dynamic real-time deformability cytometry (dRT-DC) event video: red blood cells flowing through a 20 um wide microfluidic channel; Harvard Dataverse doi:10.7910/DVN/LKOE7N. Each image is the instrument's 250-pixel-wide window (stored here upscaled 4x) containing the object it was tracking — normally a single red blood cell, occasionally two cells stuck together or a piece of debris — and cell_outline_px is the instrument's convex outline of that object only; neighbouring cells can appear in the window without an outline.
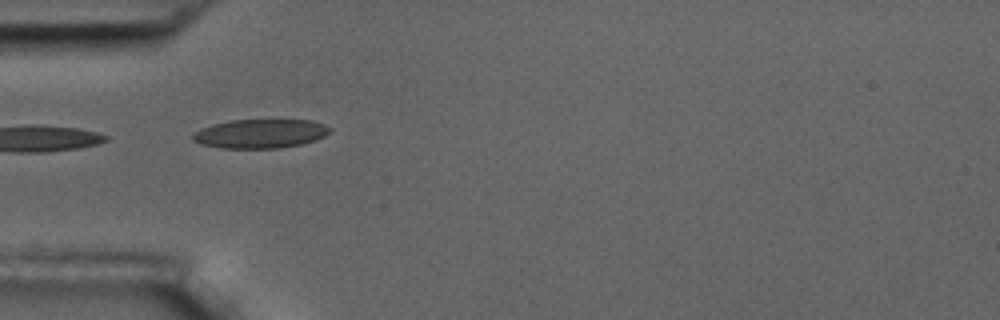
{"species": "common noctule bat (a hibernating species)", "species_latin": "Nyctalus noctula", "temperature_condition": "room temperature", "stored_images_in_passage": 2, "camera_frame_rate_fps": 3000, "um_per_image_px": 0.085, "animal": {"sex": "male", "body_mass_g": 17.5, "forearm_length_mm": 52.3}, "frame": {"image": 1, "passage_image": 1, "time_ms": 0.0, "image_size_px": [1000, 320], "cell_outline_px": [[332, 128], [324, 136], [316, 140], [300, 144], [280, 148], [220, 148], [200, 144], [192, 140], [192, 136], [200, 128], [212, 124], [232, 120], [312, 120], [324, 124]], "centroid_in_image_um": [22.11, 11.36], "position_along_channel_um": 62.9, "area_um2": 23.18}}